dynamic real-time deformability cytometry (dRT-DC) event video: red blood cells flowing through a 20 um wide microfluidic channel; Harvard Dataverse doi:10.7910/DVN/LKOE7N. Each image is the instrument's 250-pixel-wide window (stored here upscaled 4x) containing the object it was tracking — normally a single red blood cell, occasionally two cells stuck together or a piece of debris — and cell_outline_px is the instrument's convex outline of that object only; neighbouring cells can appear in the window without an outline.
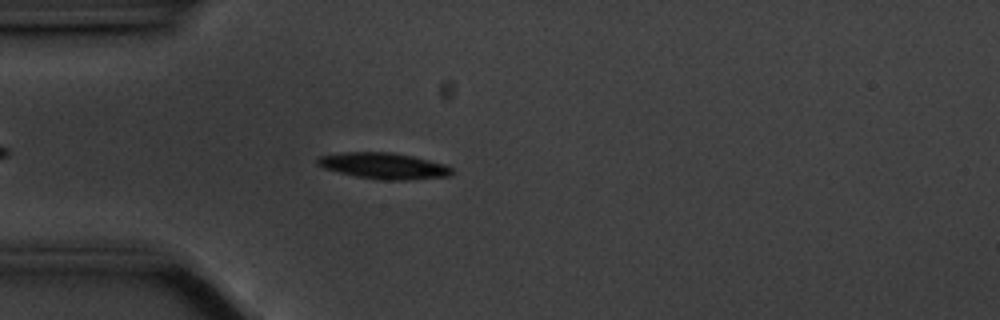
{"species": "common noctule bat (a hibernating species)", "species_latin": "Nyctalus noctula", "temperature_condition": "cold", "stored_images_in_passage": 47, "camera_frame_rate_fps": 3000, "um_per_image_px": 0.085, "animal": {"sex": "male", "body_mass_g": 20.1, "forearm_length_mm": 53.5}, "frame": {"image": 1, "passage_image": 6, "time_ms": 1.667, "image_size_px": [1000, 320], "cell_outline_px": [[452, 172], [448, 176], [404, 180], [384, 180], [356, 176], [324, 168], [316, 164], [316, 160], [320, 156], [340, 152], [392, 152], [412, 156], [444, 164], [452, 168]], "centroid_in_image_um": [32.58, 14.09], "position_along_channel_um": 52.4, "area_um2": 20.23}}
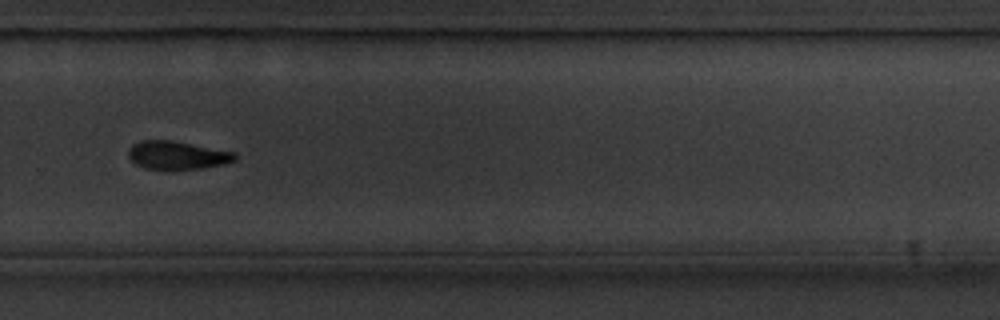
{"frame": {"image": 2, "passage_image": 29, "time_ms": 9.333, "image_size_px": [1000, 320], "cell_outline_px": [[236, 160], [224, 164], [200, 168], [144, 168], [136, 164], [128, 156], [128, 148], [132, 144], [140, 140], [172, 140], [236, 152]], "centroid_in_image_um": [15.05, 13.16], "position_along_channel_um": 314.7, "area_um2": 17.34}}
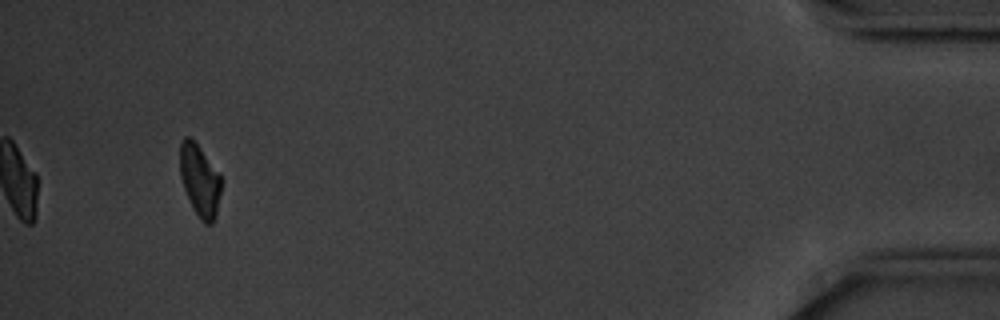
{"frame": {"image": 3, "passage_image": 44, "time_ms": 14.333, "image_size_px": [1000, 320], "cell_outline_px": [[220, 192], [216, 212], [212, 224], [204, 224], [200, 220], [184, 188], [180, 176], [180, 140], [184, 136], [188, 136], [196, 144], [220, 176]], "centroid_in_image_um": [16.95, 15.33], "position_along_channel_um": 418.3, "area_um2": 16.59}, "authors_computed_cell_mechanics": {"area_um2": 18.785, "velocity_mm_per_s": 3.5194, "shape_relaxation_time_tau1_ms": 2.8741, "shape_relaxation_time_tau2_ms": null, "deformation_change_tau1": 0.1176, "deformation_change_tau2": null}}